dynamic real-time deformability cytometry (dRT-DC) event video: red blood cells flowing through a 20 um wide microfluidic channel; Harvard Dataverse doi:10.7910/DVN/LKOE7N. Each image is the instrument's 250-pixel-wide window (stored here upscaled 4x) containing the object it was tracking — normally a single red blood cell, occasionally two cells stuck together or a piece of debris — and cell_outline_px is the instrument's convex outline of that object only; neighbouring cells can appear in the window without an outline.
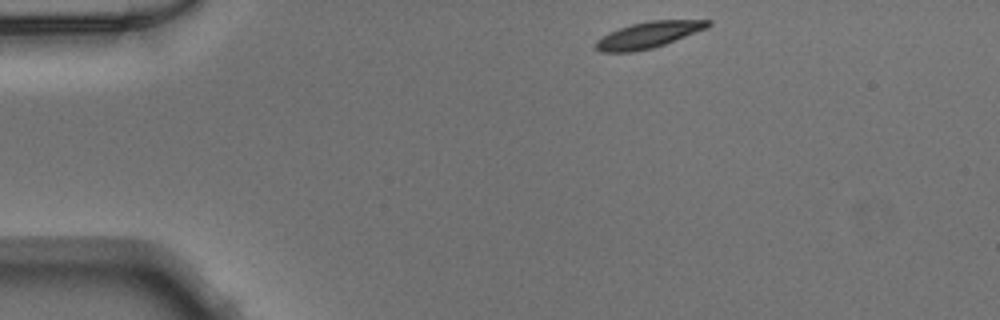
{"species": "Egyptian fruit bat (a non-hibernating species)", "species_latin": "Rousettus aegyptiacus", "temperature_condition": "warm", "stored_images_in_passage": 42, "camera_frame_rate_fps": 3000, "um_per_image_px": 0.085, "animal": {"sex": "male"}, "frame": {"image": 1, "passage_image": 1, "time_ms": 0.0, "image_size_px": [1000, 320], "cell_outline_px": [[712, 24], [708, 28], [664, 44], [652, 48], [632, 52], [600, 52], [596, 48], [596, 40], [608, 32], [632, 24], [648, 20], [712, 20]], "centroid_in_image_um": [55.13, 2.96], "position_along_channel_um": 29.9, "area_um2": 17.11}}
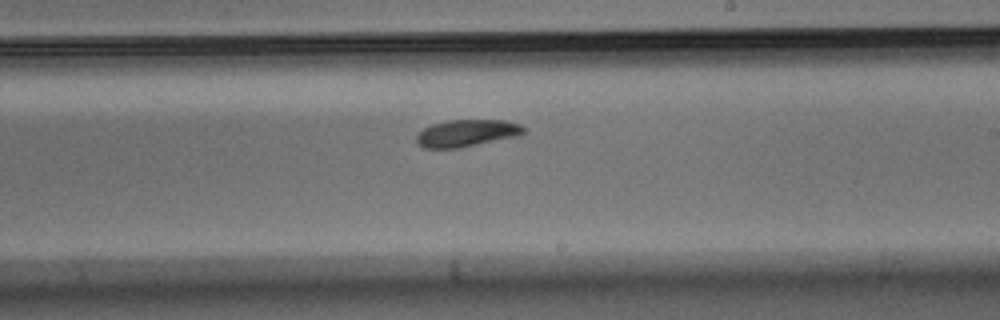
{"frame": {"image": 2, "passage_image": 22, "time_ms": 7.0, "image_size_px": [1000, 320], "cell_outline_px": [[524, 132], [516, 136], [460, 148], [424, 148], [416, 144], [416, 136], [424, 128], [432, 124], [448, 120], [504, 120], [520, 124], [524, 128]], "centroid_in_image_um": [39.63, 11.32], "position_along_channel_um": 249.4, "area_um2": 16.82}}
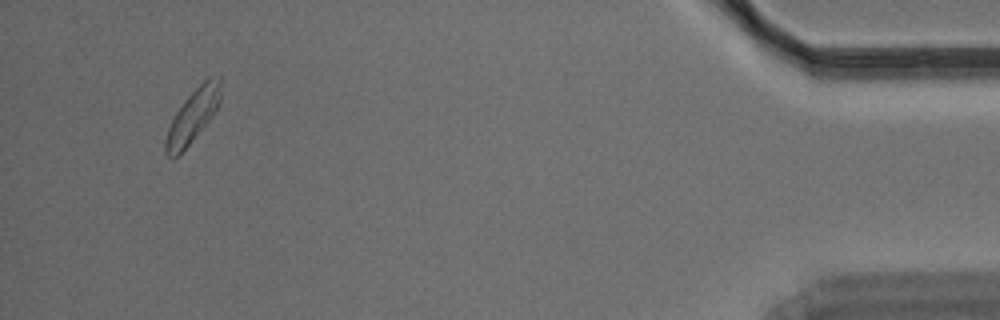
{"frame": {"image": 3, "passage_image": 40, "time_ms": 13.0, "image_size_px": [1000, 320], "cell_outline_px": [[220, 100], [212, 116], [180, 156], [172, 160], [164, 152], [164, 144], [168, 128], [176, 112], [184, 100], [208, 76], [220, 76]], "centroid_in_image_um": [16.35, 9.91], "position_along_channel_um": 418.9, "area_um2": 16.99}}